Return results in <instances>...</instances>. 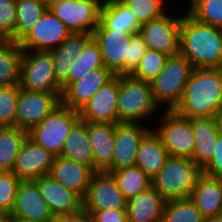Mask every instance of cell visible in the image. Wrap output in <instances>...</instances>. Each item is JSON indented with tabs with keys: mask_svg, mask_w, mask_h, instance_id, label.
<instances>
[{
	"mask_svg": "<svg viewBox=\"0 0 222 222\" xmlns=\"http://www.w3.org/2000/svg\"><path fill=\"white\" fill-rule=\"evenodd\" d=\"M222 107V68H194L174 111L186 118H216Z\"/></svg>",
	"mask_w": 222,
	"mask_h": 222,
	"instance_id": "cell-1",
	"label": "cell"
},
{
	"mask_svg": "<svg viewBox=\"0 0 222 222\" xmlns=\"http://www.w3.org/2000/svg\"><path fill=\"white\" fill-rule=\"evenodd\" d=\"M193 68H222V28L181 15L180 51Z\"/></svg>",
	"mask_w": 222,
	"mask_h": 222,
	"instance_id": "cell-2",
	"label": "cell"
},
{
	"mask_svg": "<svg viewBox=\"0 0 222 222\" xmlns=\"http://www.w3.org/2000/svg\"><path fill=\"white\" fill-rule=\"evenodd\" d=\"M160 107L155 103L151 83L131 75H119L117 99L118 122L145 124L158 116ZM143 121V122H142Z\"/></svg>",
	"mask_w": 222,
	"mask_h": 222,
	"instance_id": "cell-3",
	"label": "cell"
},
{
	"mask_svg": "<svg viewBox=\"0 0 222 222\" xmlns=\"http://www.w3.org/2000/svg\"><path fill=\"white\" fill-rule=\"evenodd\" d=\"M202 174V168L192 159L169 155L164 167L152 178V186L166 201L187 198Z\"/></svg>",
	"mask_w": 222,
	"mask_h": 222,
	"instance_id": "cell-4",
	"label": "cell"
},
{
	"mask_svg": "<svg viewBox=\"0 0 222 222\" xmlns=\"http://www.w3.org/2000/svg\"><path fill=\"white\" fill-rule=\"evenodd\" d=\"M191 63L180 53L169 56L163 70L152 81L155 103L164 110H174L181 101L186 83L193 71Z\"/></svg>",
	"mask_w": 222,
	"mask_h": 222,
	"instance_id": "cell-5",
	"label": "cell"
},
{
	"mask_svg": "<svg viewBox=\"0 0 222 222\" xmlns=\"http://www.w3.org/2000/svg\"><path fill=\"white\" fill-rule=\"evenodd\" d=\"M79 120L78 110L60 104L28 131V137L58 157L61 156L67 136Z\"/></svg>",
	"mask_w": 222,
	"mask_h": 222,
	"instance_id": "cell-6",
	"label": "cell"
},
{
	"mask_svg": "<svg viewBox=\"0 0 222 222\" xmlns=\"http://www.w3.org/2000/svg\"><path fill=\"white\" fill-rule=\"evenodd\" d=\"M19 85L25 90L57 93L61 97L62 86L56 80L50 51H23Z\"/></svg>",
	"mask_w": 222,
	"mask_h": 222,
	"instance_id": "cell-7",
	"label": "cell"
},
{
	"mask_svg": "<svg viewBox=\"0 0 222 222\" xmlns=\"http://www.w3.org/2000/svg\"><path fill=\"white\" fill-rule=\"evenodd\" d=\"M161 111L163 114L159 115L160 123L157 128L154 126L153 129L160 137L168 154L192 159L195 140L191 119L180 116L174 110L161 109Z\"/></svg>",
	"mask_w": 222,
	"mask_h": 222,
	"instance_id": "cell-8",
	"label": "cell"
},
{
	"mask_svg": "<svg viewBox=\"0 0 222 222\" xmlns=\"http://www.w3.org/2000/svg\"><path fill=\"white\" fill-rule=\"evenodd\" d=\"M171 13L167 12L162 17L141 25L139 34L147 49L156 50L169 56L179 54L181 15L175 16Z\"/></svg>",
	"mask_w": 222,
	"mask_h": 222,
	"instance_id": "cell-9",
	"label": "cell"
},
{
	"mask_svg": "<svg viewBox=\"0 0 222 222\" xmlns=\"http://www.w3.org/2000/svg\"><path fill=\"white\" fill-rule=\"evenodd\" d=\"M99 0H65L50 8L71 33L92 34L99 25Z\"/></svg>",
	"mask_w": 222,
	"mask_h": 222,
	"instance_id": "cell-10",
	"label": "cell"
},
{
	"mask_svg": "<svg viewBox=\"0 0 222 222\" xmlns=\"http://www.w3.org/2000/svg\"><path fill=\"white\" fill-rule=\"evenodd\" d=\"M127 200L120 191L115 178L105 171L95 172L82 199L85 211L126 209Z\"/></svg>",
	"mask_w": 222,
	"mask_h": 222,
	"instance_id": "cell-11",
	"label": "cell"
},
{
	"mask_svg": "<svg viewBox=\"0 0 222 222\" xmlns=\"http://www.w3.org/2000/svg\"><path fill=\"white\" fill-rule=\"evenodd\" d=\"M70 33L65 24L47 9L18 43L23 51H50L60 46Z\"/></svg>",
	"mask_w": 222,
	"mask_h": 222,
	"instance_id": "cell-12",
	"label": "cell"
},
{
	"mask_svg": "<svg viewBox=\"0 0 222 222\" xmlns=\"http://www.w3.org/2000/svg\"><path fill=\"white\" fill-rule=\"evenodd\" d=\"M61 104L57 93L20 89L16 110V126L30 131Z\"/></svg>",
	"mask_w": 222,
	"mask_h": 222,
	"instance_id": "cell-13",
	"label": "cell"
},
{
	"mask_svg": "<svg viewBox=\"0 0 222 222\" xmlns=\"http://www.w3.org/2000/svg\"><path fill=\"white\" fill-rule=\"evenodd\" d=\"M142 124L139 122H118L115 124L113 160L105 172L111 173L114 170L136 165L137 151L141 140L151 130L146 124Z\"/></svg>",
	"mask_w": 222,
	"mask_h": 222,
	"instance_id": "cell-14",
	"label": "cell"
},
{
	"mask_svg": "<svg viewBox=\"0 0 222 222\" xmlns=\"http://www.w3.org/2000/svg\"><path fill=\"white\" fill-rule=\"evenodd\" d=\"M119 75L103 85L79 110L80 119L96 123H118Z\"/></svg>",
	"mask_w": 222,
	"mask_h": 222,
	"instance_id": "cell-15",
	"label": "cell"
},
{
	"mask_svg": "<svg viewBox=\"0 0 222 222\" xmlns=\"http://www.w3.org/2000/svg\"><path fill=\"white\" fill-rule=\"evenodd\" d=\"M92 35L99 45L104 66L114 75H127L128 45L135 34L114 30H94Z\"/></svg>",
	"mask_w": 222,
	"mask_h": 222,
	"instance_id": "cell-16",
	"label": "cell"
},
{
	"mask_svg": "<svg viewBox=\"0 0 222 222\" xmlns=\"http://www.w3.org/2000/svg\"><path fill=\"white\" fill-rule=\"evenodd\" d=\"M55 156L29 137L16 157L12 171L21 181L34 180L49 173Z\"/></svg>",
	"mask_w": 222,
	"mask_h": 222,
	"instance_id": "cell-17",
	"label": "cell"
},
{
	"mask_svg": "<svg viewBox=\"0 0 222 222\" xmlns=\"http://www.w3.org/2000/svg\"><path fill=\"white\" fill-rule=\"evenodd\" d=\"M114 76L108 68L100 67L88 72L80 80L68 82L62 87L61 104L79 111Z\"/></svg>",
	"mask_w": 222,
	"mask_h": 222,
	"instance_id": "cell-18",
	"label": "cell"
},
{
	"mask_svg": "<svg viewBox=\"0 0 222 222\" xmlns=\"http://www.w3.org/2000/svg\"><path fill=\"white\" fill-rule=\"evenodd\" d=\"M10 215L39 222L56 221L42 197L38 185L33 180L19 183L14 207Z\"/></svg>",
	"mask_w": 222,
	"mask_h": 222,
	"instance_id": "cell-19",
	"label": "cell"
},
{
	"mask_svg": "<svg viewBox=\"0 0 222 222\" xmlns=\"http://www.w3.org/2000/svg\"><path fill=\"white\" fill-rule=\"evenodd\" d=\"M94 173L86 164L58 156L54 158L48 175L83 199Z\"/></svg>",
	"mask_w": 222,
	"mask_h": 222,
	"instance_id": "cell-20",
	"label": "cell"
},
{
	"mask_svg": "<svg viewBox=\"0 0 222 222\" xmlns=\"http://www.w3.org/2000/svg\"><path fill=\"white\" fill-rule=\"evenodd\" d=\"M33 181L38 185L42 197L55 218L75 214L82 209V199L57 183L50 175L40 176Z\"/></svg>",
	"mask_w": 222,
	"mask_h": 222,
	"instance_id": "cell-21",
	"label": "cell"
},
{
	"mask_svg": "<svg viewBox=\"0 0 222 222\" xmlns=\"http://www.w3.org/2000/svg\"><path fill=\"white\" fill-rule=\"evenodd\" d=\"M166 200L153 187L127 200L128 222H162Z\"/></svg>",
	"mask_w": 222,
	"mask_h": 222,
	"instance_id": "cell-22",
	"label": "cell"
},
{
	"mask_svg": "<svg viewBox=\"0 0 222 222\" xmlns=\"http://www.w3.org/2000/svg\"><path fill=\"white\" fill-rule=\"evenodd\" d=\"M191 126L195 140L192 160L203 168L212 158L221 131L216 118H191Z\"/></svg>",
	"mask_w": 222,
	"mask_h": 222,
	"instance_id": "cell-23",
	"label": "cell"
},
{
	"mask_svg": "<svg viewBox=\"0 0 222 222\" xmlns=\"http://www.w3.org/2000/svg\"><path fill=\"white\" fill-rule=\"evenodd\" d=\"M87 130L94 154V171H106L114 155L115 124L87 122Z\"/></svg>",
	"mask_w": 222,
	"mask_h": 222,
	"instance_id": "cell-24",
	"label": "cell"
},
{
	"mask_svg": "<svg viewBox=\"0 0 222 222\" xmlns=\"http://www.w3.org/2000/svg\"><path fill=\"white\" fill-rule=\"evenodd\" d=\"M189 198L205 219L221 215L222 178L202 174Z\"/></svg>",
	"mask_w": 222,
	"mask_h": 222,
	"instance_id": "cell-25",
	"label": "cell"
},
{
	"mask_svg": "<svg viewBox=\"0 0 222 222\" xmlns=\"http://www.w3.org/2000/svg\"><path fill=\"white\" fill-rule=\"evenodd\" d=\"M168 156L160 137L151 128L139 145L136 166L152 179L164 167Z\"/></svg>",
	"mask_w": 222,
	"mask_h": 222,
	"instance_id": "cell-26",
	"label": "cell"
},
{
	"mask_svg": "<svg viewBox=\"0 0 222 222\" xmlns=\"http://www.w3.org/2000/svg\"><path fill=\"white\" fill-rule=\"evenodd\" d=\"M141 25L136 16L123 2L101 6L99 25L95 30L123 31L138 34Z\"/></svg>",
	"mask_w": 222,
	"mask_h": 222,
	"instance_id": "cell-27",
	"label": "cell"
},
{
	"mask_svg": "<svg viewBox=\"0 0 222 222\" xmlns=\"http://www.w3.org/2000/svg\"><path fill=\"white\" fill-rule=\"evenodd\" d=\"M61 157L81 162L94 170V154L87 130V121L81 119L67 136Z\"/></svg>",
	"mask_w": 222,
	"mask_h": 222,
	"instance_id": "cell-28",
	"label": "cell"
},
{
	"mask_svg": "<svg viewBox=\"0 0 222 222\" xmlns=\"http://www.w3.org/2000/svg\"><path fill=\"white\" fill-rule=\"evenodd\" d=\"M28 137V132L17 126L0 127V166L5 171H12L21 147Z\"/></svg>",
	"mask_w": 222,
	"mask_h": 222,
	"instance_id": "cell-29",
	"label": "cell"
},
{
	"mask_svg": "<svg viewBox=\"0 0 222 222\" xmlns=\"http://www.w3.org/2000/svg\"><path fill=\"white\" fill-rule=\"evenodd\" d=\"M111 174L126 200L152 186V179L136 165L114 170Z\"/></svg>",
	"mask_w": 222,
	"mask_h": 222,
	"instance_id": "cell-30",
	"label": "cell"
},
{
	"mask_svg": "<svg viewBox=\"0 0 222 222\" xmlns=\"http://www.w3.org/2000/svg\"><path fill=\"white\" fill-rule=\"evenodd\" d=\"M22 54L18 42L9 41L0 49V87L19 84Z\"/></svg>",
	"mask_w": 222,
	"mask_h": 222,
	"instance_id": "cell-31",
	"label": "cell"
},
{
	"mask_svg": "<svg viewBox=\"0 0 222 222\" xmlns=\"http://www.w3.org/2000/svg\"><path fill=\"white\" fill-rule=\"evenodd\" d=\"M48 8L38 0H16L17 28L13 34V42H18Z\"/></svg>",
	"mask_w": 222,
	"mask_h": 222,
	"instance_id": "cell-32",
	"label": "cell"
},
{
	"mask_svg": "<svg viewBox=\"0 0 222 222\" xmlns=\"http://www.w3.org/2000/svg\"><path fill=\"white\" fill-rule=\"evenodd\" d=\"M100 67H105L102 54L97 42L92 38L83 51L73 59L69 72V82H75L83 78L88 72Z\"/></svg>",
	"mask_w": 222,
	"mask_h": 222,
	"instance_id": "cell-33",
	"label": "cell"
},
{
	"mask_svg": "<svg viewBox=\"0 0 222 222\" xmlns=\"http://www.w3.org/2000/svg\"><path fill=\"white\" fill-rule=\"evenodd\" d=\"M162 222H205V218L187 197L166 201Z\"/></svg>",
	"mask_w": 222,
	"mask_h": 222,
	"instance_id": "cell-34",
	"label": "cell"
},
{
	"mask_svg": "<svg viewBox=\"0 0 222 222\" xmlns=\"http://www.w3.org/2000/svg\"><path fill=\"white\" fill-rule=\"evenodd\" d=\"M186 11L196 21L222 28V0H190Z\"/></svg>",
	"mask_w": 222,
	"mask_h": 222,
	"instance_id": "cell-35",
	"label": "cell"
},
{
	"mask_svg": "<svg viewBox=\"0 0 222 222\" xmlns=\"http://www.w3.org/2000/svg\"><path fill=\"white\" fill-rule=\"evenodd\" d=\"M168 57L169 55L165 53L147 49L130 75L146 82H152L163 70Z\"/></svg>",
	"mask_w": 222,
	"mask_h": 222,
	"instance_id": "cell-36",
	"label": "cell"
},
{
	"mask_svg": "<svg viewBox=\"0 0 222 222\" xmlns=\"http://www.w3.org/2000/svg\"><path fill=\"white\" fill-rule=\"evenodd\" d=\"M136 16L140 25L167 13L165 0H125L123 2Z\"/></svg>",
	"mask_w": 222,
	"mask_h": 222,
	"instance_id": "cell-37",
	"label": "cell"
},
{
	"mask_svg": "<svg viewBox=\"0 0 222 222\" xmlns=\"http://www.w3.org/2000/svg\"><path fill=\"white\" fill-rule=\"evenodd\" d=\"M20 85L0 87V127L16 126Z\"/></svg>",
	"mask_w": 222,
	"mask_h": 222,
	"instance_id": "cell-38",
	"label": "cell"
},
{
	"mask_svg": "<svg viewBox=\"0 0 222 222\" xmlns=\"http://www.w3.org/2000/svg\"><path fill=\"white\" fill-rule=\"evenodd\" d=\"M21 180L11 171L0 176V212L11 214Z\"/></svg>",
	"mask_w": 222,
	"mask_h": 222,
	"instance_id": "cell-39",
	"label": "cell"
},
{
	"mask_svg": "<svg viewBox=\"0 0 222 222\" xmlns=\"http://www.w3.org/2000/svg\"><path fill=\"white\" fill-rule=\"evenodd\" d=\"M16 28V0H0V31L13 42Z\"/></svg>",
	"mask_w": 222,
	"mask_h": 222,
	"instance_id": "cell-40",
	"label": "cell"
},
{
	"mask_svg": "<svg viewBox=\"0 0 222 222\" xmlns=\"http://www.w3.org/2000/svg\"><path fill=\"white\" fill-rule=\"evenodd\" d=\"M54 61V71L57 82L64 87L69 82V72L73 60L67 53H62V47L58 46L50 50Z\"/></svg>",
	"mask_w": 222,
	"mask_h": 222,
	"instance_id": "cell-41",
	"label": "cell"
},
{
	"mask_svg": "<svg viewBox=\"0 0 222 222\" xmlns=\"http://www.w3.org/2000/svg\"><path fill=\"white\" fill-rule=\"evenodd\" d=\"M93 38L92 34L87 33H70V35L60 45L62 47V53H67L71 56V59L77 57L80 54L86 44Z\"/></svg>",
	"mask_w": 222,
	"mask_h": 222,
	"instance_id": "cell-42",
	"label": "cell"
},
{
	"mask_svg": "<svg viewBox=\"0 0 222 222\" xmlns=\"http://www.w3.org/2000/svg\"><path fill=\"white\" fill-rule=\"evenodd\" d=\"M146 50L147 46L141 35L139 33L133 35L128 45L127 75L135 70Z\"/></svg>",
	"mask_w": 222,
	"mask_h": 222,
	"instance_id": "cell-43",
	"label": "cell"
},
{
	"mask_svg": "<svg viewBox=\"0 0 222 222\" xmlns=\"http://www.w3.org/2000/svg\"><path fill=\"white\" fill-rule=\"evenodd\" d=\"M203 174L213 178H222V132L219 133L212 158L202 168Z\"/></svg>",
	"mask_w": 222,
	"mask_h": 222,
	"instance_id": "cell-44",
	"label": "cell"
},
{
	"mask_svg": "<svg viewBox=\"0 0 222 222\" xmlns=\"http://www.w3.org/2000/svg\"><path fill=\"white\" fill-rule=\"evenodd\" d=\"M98 222H128L126 209L86 211Z\"/></svg>",
	"mask_w": 222,
	"mask_h": 222,
	"instance_id": "cell-45",
	"label": "cell"
},
{
	"mask_svg": "<svg viewBox=\"0 0 222 222\" xmlns=\"http://www.w3.org/2000/svg\"><path fill=\"white\" fill-rule=\"evenodd\" d=\"M57 222H88V212L81 209L75 214L64 215L56 218Z\"/></svg>",
	"mask_w": 222,
	"mask_h": 222,
	"instance_id": "cell-46",
	"label": "cell"
},
{
	"mask_svg": "<svg viewBox=\"0 0 222 222\" xmlns=\"http://www.w3.org/2000/svg\"><path fill=\"white\" fill-rule=\"evenodd\" d=\"M10 39L0 31V49H2Z\"/></svg>",
	"mask_w": 222,
	"mask_h": 222,
	"instance_id": "cell-47",
	"label": "cell"
},
{
	"mask_svg": "<svg viewBox=\"0 0 222 222\" xmlns=\"http://www.w3.org/2000/svg\"><path fill=\"white\" fill-rule=\"evenodd\" d=\"M9 222H39V221H33V220L24 219V218H18V217L10 215V221Z\"/></svg>",
	"mask_w": 222,
	"mask_h": 222,
	"instance_id": "cell-48",
	"label": "cell"
},
{
	"mask_svg": "<svg viewBox=\"0 0 222 222\" xmlns=\"http://www.w3.org/2000/svg\"><path fill=\"white\" fill-rule=\"evenodd\" d=\"M125 0H99L101 6H106L112 3L124 2Z\"/></svg>",
	"mask_w": 222,
	"mask_h": 222,
	"instance_id": "cell-49",
	"label": "cell"
},
{
	"mask_svg": "<svg viewBox=\"0 0 222 222\" xmlns=\"http://www.w3.org/2000/svg\"><path fill=\"white\" fill-rule=\"evenodd\" d=\"M65 0H47L46 7L50 9L52 6L64 2Z\"/></svg>",
	"mask_w": 222,
	"mask_h": 222,
	"instance_id": "cell-50",
	"label": "cell"
},
{
	"mask_svg": "<svg viewBox=\"0 0 222 222\" xmlns=\"http://www.w3.org/2000/svg\"><path fill=\"white\" fill-rule=\"evenodd\" d=\"M216 119H217V122H218L219 129L222 132V107L220 108Z\"/></svg>",
	"mask_w": 222,
	"mask_h": 222,
	"instance_id": "cell-51",
	"label": "cell"
},
{
	"mask_svg": "<svg viewBox=\"0 0 222 222\" xmlns=\"http://www.w3.org/2000/svg\"><path fill=\"white\" fill-rule=\"evenodd\" d=\"M10 215L4 212H0V222H9Z\"/></svg>",
	"mask_w": 222,
	"mask_h": 222,
	"instance_id": "cell-52",
	"label": "cell"
},
{
	"mask_svg": "<svg viewBox=\"0 0 222 222\" xmlns=\"http://www.w3.org/2000/svg\"><path fill=\"white\" fill-rule=\"evenodd\" d=\"M205 222H222V214L215 217L205 219Z\"/></svg>",
	"mask_w": 222,
	"mask_h": 222,
	"instance_id": "cell-53",
	"label": "cell"
},
{
	"mask_svg": "<svg viewBox=\"0 0 222 222\" xmlns=\"http://www.w3.org/2000/svg\"><path fill=\"white\" fill-rule=\"evenodd\" d=\"M88 222H98L88 213Z\"/></svg>",
	"mask_w": 222,
	"mask_h": 222,
	"instance_id": "cell-54",
	"label": "cell"
},
{
	"mask_svg": "<svg viewBox=\"0 0 222 222\" xmlns=\"http://www.w3.org/2000/svg\"><path fill=\"white\" fill-rule=\"evenodd\" d=\"M5 172V170L0 166V176Z\"/></svg>",
	"mask_w": 222,
	"mask_h": 222,
	"instance_id": "cell-55",
	"label": "cell"
},
{
	"mask_svg": "<svg viewBox=\"0 0 222 222\" xmlns=\"http://www.w3.org/2000/svg\"><path fill=\"white\" fill-rule=\"evenodd\" d=\"M38 1H41V2H43V3H47V0H38Z\"/></svg>",
	"mask_w": 222,
	"mask_h": 222,
	"instance_id": "cell-56",
	"label": "cell"
}]
</instances>
